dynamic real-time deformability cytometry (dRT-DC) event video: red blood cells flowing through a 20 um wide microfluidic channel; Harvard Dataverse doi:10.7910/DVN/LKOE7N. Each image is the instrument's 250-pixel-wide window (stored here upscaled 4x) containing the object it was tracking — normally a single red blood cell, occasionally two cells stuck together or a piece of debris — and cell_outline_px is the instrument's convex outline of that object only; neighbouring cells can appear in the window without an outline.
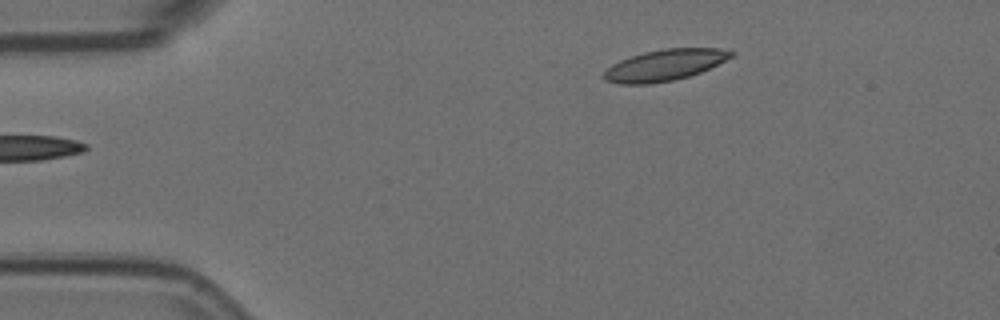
{"species": "Egyptian fruit bat (a non-hibernating species)", "species_latin": "Rousettus aegyptiacus", "temperature_condition": "room temperature", "stored_images_in_passage": 6, "camera_frame_rate_fps": 3000, "um_per_image_px": 0.085, "animal": {"sex": "female"}, "frame": {"image": 1, "passage_image": 6, "time_ms": 1.667, "image_size_px": [1000, 320], "cell_outline_px": [[736, 52], [732, 56], [700, 72], [688, 76], [672, 80], [652, 84], [620, 84], [604, 80], [604, 72], [612, 64], [620, 60], [644, 52], [664, 48], [720, 48]], "centroid_in_image_um": [56.47, 5.53], "position_along_channel_um": 28.5, "area_um2": 22.89}}